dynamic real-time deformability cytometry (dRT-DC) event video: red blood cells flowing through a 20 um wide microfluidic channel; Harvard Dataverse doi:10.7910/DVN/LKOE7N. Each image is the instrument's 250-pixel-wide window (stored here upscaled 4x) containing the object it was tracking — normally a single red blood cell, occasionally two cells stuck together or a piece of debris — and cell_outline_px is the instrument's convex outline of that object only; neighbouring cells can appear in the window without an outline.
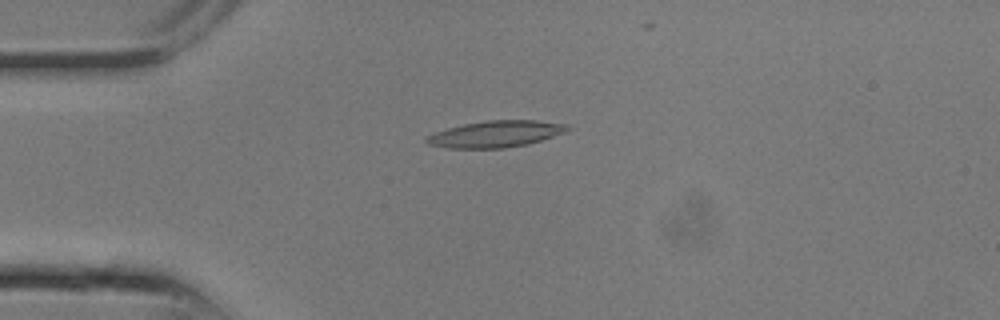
{"species": "common noctule bat (a hibernating species)", "species_latin": "Nyctalus noctula", "temperature_condition": "room temperature", "stored_images_in_passage": 10, "camera_frame_rate_fps": 3000, "um_per_image_px": 0.085, "animal": {"sex": "male", "body_mass_g": 13.3}, "frame": {"image": 1, "passage_image": 6, "time_ms": 1.667, "image_size_px": [1000, 320], "cell_outline_px": [[572, 128], [564, 132], [528, 144], [504, 148], [448, 148], [428, 144], [424, 140], [424, 136], [448, 128], [464, 124], [488, 120], [536, 120], [568, 124]], "centroid_in_image_um": [42.12, 11.39], "position_along_channel_um": 42.9, "area_um2": 21.73}}
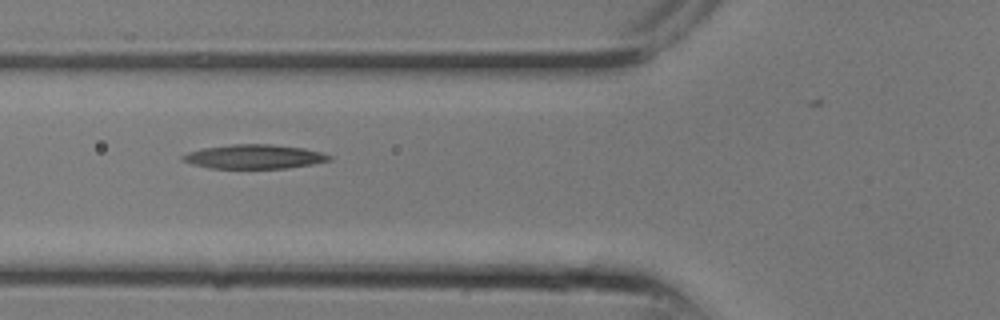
{"frame": {"image": 2, "passage_image": 9, "time_ms": 2.667, "image_size_px": [1000, 320], "cell_outline_px": [[332, 160], [312, 164], [288, 168], [212, 168], [192, 164], [180, 160], [180, 156], [188, 152], [204, 148], [232, 144], [272, 144], [304, 148], [320, 152], [332, 156]], "centroid_in_image_um": [21.6, 13.31], "position_along_channel_um": 104.2, "area_um2": 20.63}}